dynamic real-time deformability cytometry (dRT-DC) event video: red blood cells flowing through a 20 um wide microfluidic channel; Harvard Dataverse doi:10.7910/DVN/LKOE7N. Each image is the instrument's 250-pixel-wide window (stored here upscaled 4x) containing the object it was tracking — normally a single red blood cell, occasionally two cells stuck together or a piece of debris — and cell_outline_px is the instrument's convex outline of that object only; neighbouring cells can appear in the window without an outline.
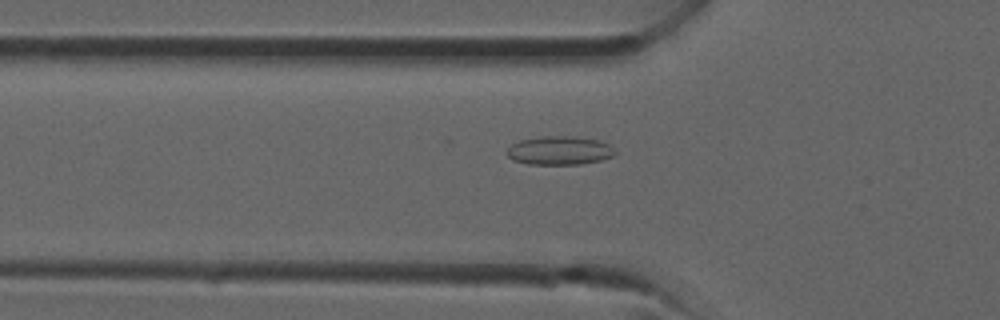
{"species": "common noctule bat (a hibernating species)", "species_latin": "Nyctalus noctula", "temperature_condition": "room temperature", "stored_images_in_passage": 22, "camera_frame_rate_fps": 3000, "um_per_image_px": 0.085, "animal": {"sex": "male", "forearm_length_mm": 52.5}, "frame": {"image": 1, "passage_image": 2, "time_ms": 0.333, "image_size_px": [1000, 320], "cell_outline_px": [[616, 152], [612, 156], [600, 160], [580, 164], [528, 164], [512, 160], [504, 152], [512, 144], [520, 140], [540, 136], [572, 136], [600, 140], [608, 144]], "centroid_in_image_um": [47.51, 12.79], "position_along_channel_um": 78.3, "area_um2": 18.09}}
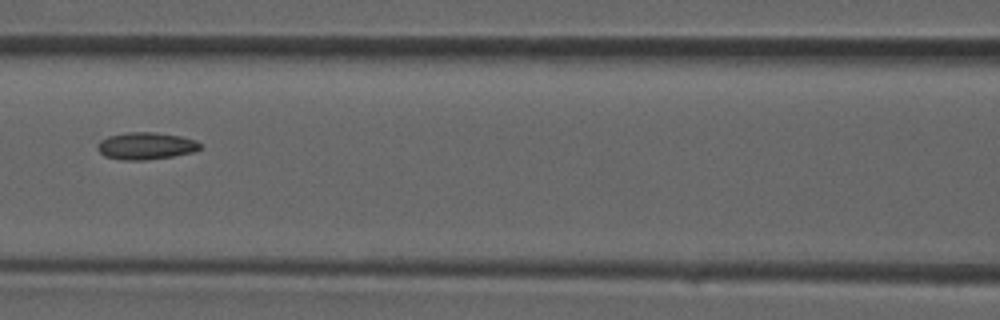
{"frame": {"image": 2, "passage_image": 6, "time_ms": 1.667, "image_size_px": [1000, 320], "cell_outline_px": [[200, 148], [196, 152], [148, 160], [124, 160], [104, 156], [96, 148], [96, 144], [100, 140], [108, 136], [128, 132], [156, 132], [180, 136], [196, 140], [200, 144]], "centroid_in_image_um": [12.39, 12.4], "position_along_channel_um": 154.2, "area_um2": 16.36}}
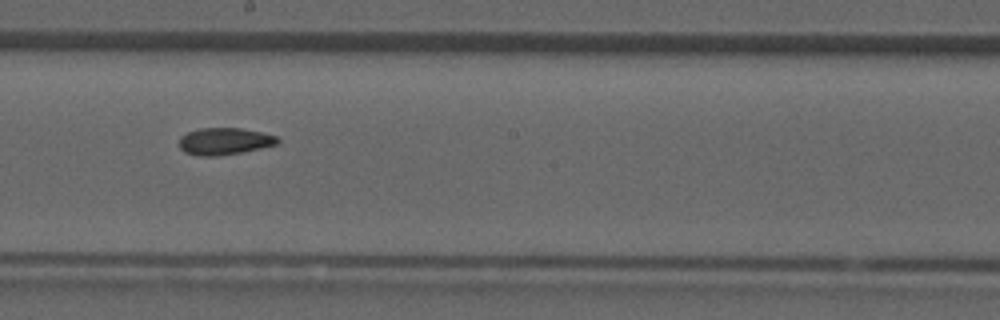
{"frame": {"image": 3, "passage_image": 10, "time_ms": 3.0, "image_size_px": [1000, 320], "cell_outline_px": [[280, 140], [276, 144], [244, 152], [216, 156], [196, 156], [184, 152], [180, 148], [180, 136], [188, 132], [200, 128], [240, 128], [260, 132], [276, 136]], "centroid_in_image_um": [19.05, 12.01], "position_along_channel_um": 229.2, "area_um2": 15.43}}